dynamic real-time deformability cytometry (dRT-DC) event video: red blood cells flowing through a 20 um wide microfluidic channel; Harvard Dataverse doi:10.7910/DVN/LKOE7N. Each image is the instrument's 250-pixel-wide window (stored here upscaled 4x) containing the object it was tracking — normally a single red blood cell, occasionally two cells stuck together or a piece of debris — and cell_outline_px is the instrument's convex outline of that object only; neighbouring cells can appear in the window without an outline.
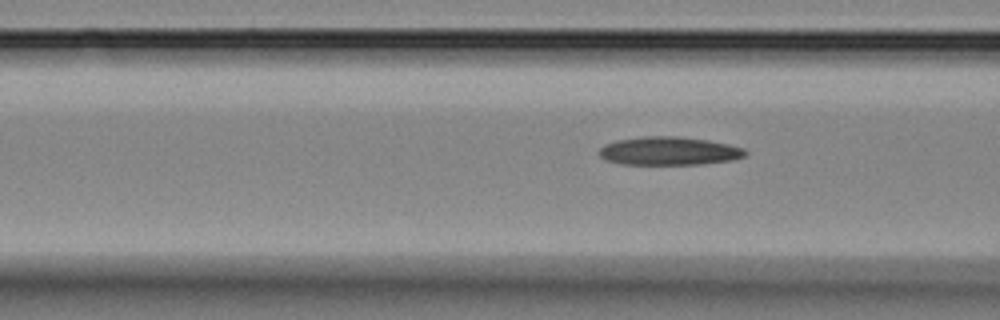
{"species": "Egyptian fruit bat (a non-hibernating species)", "species_latin": "Rousettus aegyptiacus", "temperature_condition": "room temperature", "stored_images_in_passage": 7, "segment_of_instrument_passage": [2, 2], "camera_frame_rate_fps": 3000, "um_per_image_px": 0.085, "animal": {"sex": "female"}, "frame": {"image": 1, "passage_image": 7, "time_ms": 7.0, "image_size_px": [1000, 320], "cell_outline_px": [[748, 152], [744, 156], [732, 160], [704, 164], [620, 164], [604, 160], [596, 152], [604, 144], [616, 140], [644, 136], [676, 136], [708, 140], [728, 144], [744, 148]], "centroid_in_image_um": [56.83, 12.83], "position_along_channel_um": 109.8, "area_um2": 24.33}}